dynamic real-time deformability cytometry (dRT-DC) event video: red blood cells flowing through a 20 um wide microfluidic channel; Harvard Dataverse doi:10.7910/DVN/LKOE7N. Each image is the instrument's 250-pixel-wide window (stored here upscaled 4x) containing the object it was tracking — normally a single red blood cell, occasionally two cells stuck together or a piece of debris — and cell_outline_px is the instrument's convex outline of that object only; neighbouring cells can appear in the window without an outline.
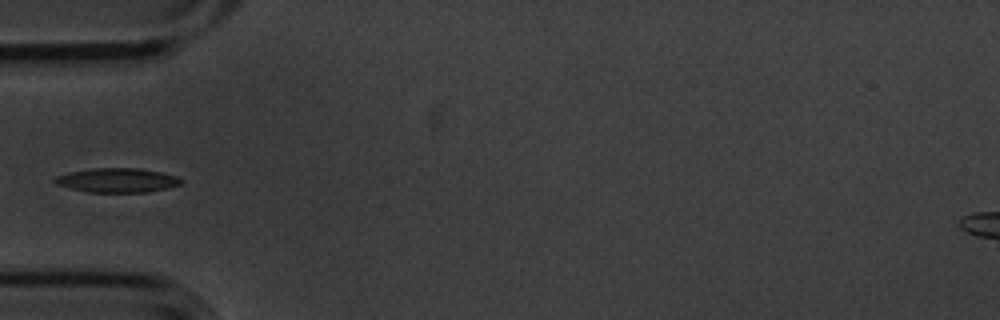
{"species": "common noctule bat (a hibernating species)", "species_latin": "Nyctalus noctula", "temperature_condition": "cold", "stored_images_in_passage": 14, "camera_frame_rate_fps": 3000, "um_per_image_px": 0.085, "animal": {"sex": "male", "body_mass_g": 20.1, "forearm_length_mm": 53.5}, "frame": {"image": 1, "passage_image": 5, "time_ms": 1.333, "image_size_px": [1000, 320], "cell_outline_px": [[184, 180], [180, 184], [168, 188], [148, 192], [88, 192], [56, 184], [52, 180], [56, 176], [72, 172], [92, 168], [140, 168], [160, 172], [176, 176]], "centroid_in_image_um": [9.99, 15.32], "position_along_channel_um": 75.0, "area_um2": 17.74}}
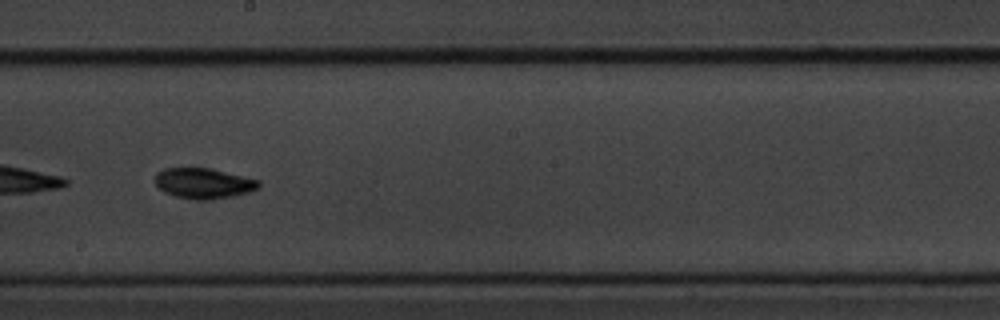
{"frame": {"image": 2, "passage_image": 9, "time_ms": 2.667, "image_size_px": [1000, 320], "cell_outline_px": [[260, 188], [248, 192], [232, 196], [208, 200], [200, 200], [176, 196], [164, 192], [152, 180], [156, 172], [164, 168], [208, 168], [260, 180]], "centroid_in_image_um": [17.27, 15.57], "position_along_channel_um": 230.9, "area_um2": 18.38}}
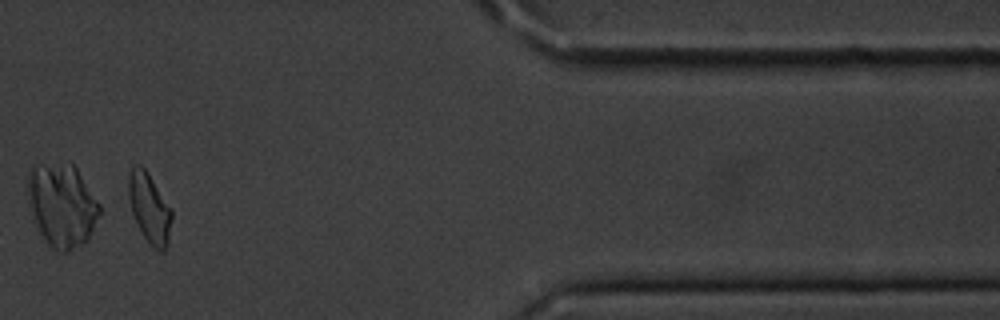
{"frame": {"image": 3, "passage_image": 13, "time_ms": 4.0, "image_size_px": [1000, 320], "cell_outline_px": [[172, 220], [168, 244], [164, 252], [160, 252], [144, 236], [132, 212], [128, 196], [128, 172], [136, 164], [140, 164], [148, 172], [172, 208]], "centroid_in_image_um": [12.72, 17.64], "position_along_channel_um": 398.7, "area_um2": 17.57}}